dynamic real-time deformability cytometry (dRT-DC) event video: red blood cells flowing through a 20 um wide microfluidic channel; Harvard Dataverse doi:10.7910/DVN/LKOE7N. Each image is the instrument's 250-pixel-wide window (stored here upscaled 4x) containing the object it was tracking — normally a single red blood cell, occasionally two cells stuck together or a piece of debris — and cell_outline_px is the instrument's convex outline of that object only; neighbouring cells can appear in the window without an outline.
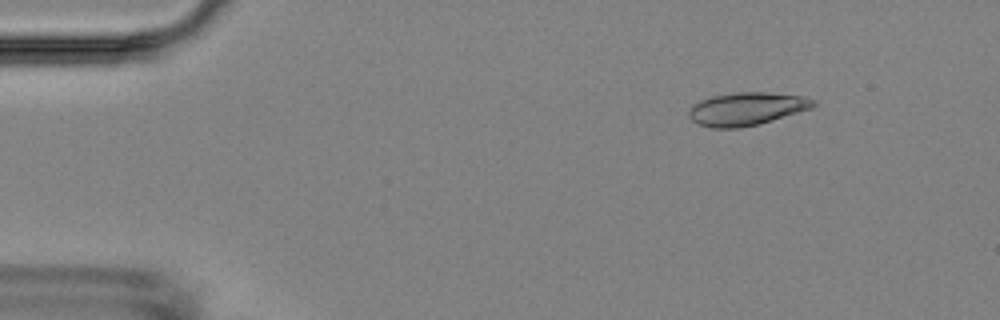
{"species": "Egyptian fruit bat (a non-hibernating species)", "species_latin": "Rousettus aegyptiacus", "temperature_condition": "room temperature", "stored_images_in_passage": 5, "camera_frame_rate_fps": 3000, "um_per_image_px": 0.085, "animal": {"sex": "female"}, "frame": {"image": 1, "passage_image": 1, "time_ms": 0.0, "image_size_px": [1000, 320], "cell_outline_px": [[820, 104], [812, 108], [760, 124], [740, 128], [712, 128], [696, 124], [688, 116], [688, 112], [692, 104], [700, 100], [712, 96], [736, 92], [768, 92], [804, 96], [816, 100]], "centroid_in_image_um": [63.48, 9.25], "position_along_channel_um": 21.5, "area_um2": 24.33}}
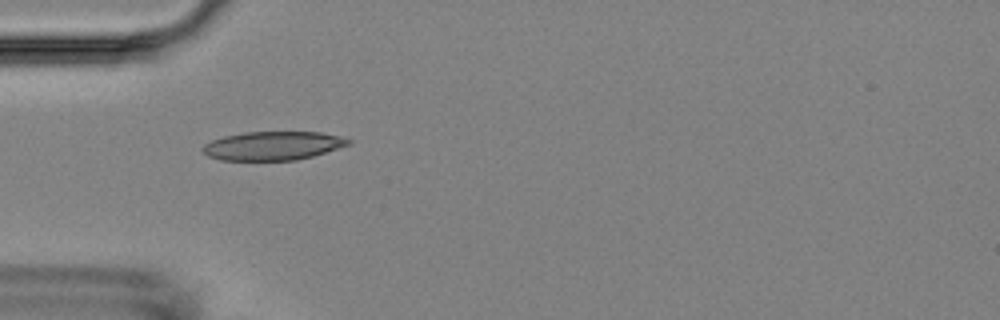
{"frame": {"image": 2, "passage_image": 4, "time_ms": 3.333, "image_size_px": [1000, 320], "cell_outline_px": [[352, 144], [312, 156], [296, 160], [220, 160], [208, 156], [200, 152], [200, 148], [204, 144], [212, 140], [224, 136], [244, 132], [320, 132], [340, 136], [352, 140]], "centroid_in_image_um": [23.17, 12.39], "position_along_channel_um": 61.8, "area_um2": 24.51}}